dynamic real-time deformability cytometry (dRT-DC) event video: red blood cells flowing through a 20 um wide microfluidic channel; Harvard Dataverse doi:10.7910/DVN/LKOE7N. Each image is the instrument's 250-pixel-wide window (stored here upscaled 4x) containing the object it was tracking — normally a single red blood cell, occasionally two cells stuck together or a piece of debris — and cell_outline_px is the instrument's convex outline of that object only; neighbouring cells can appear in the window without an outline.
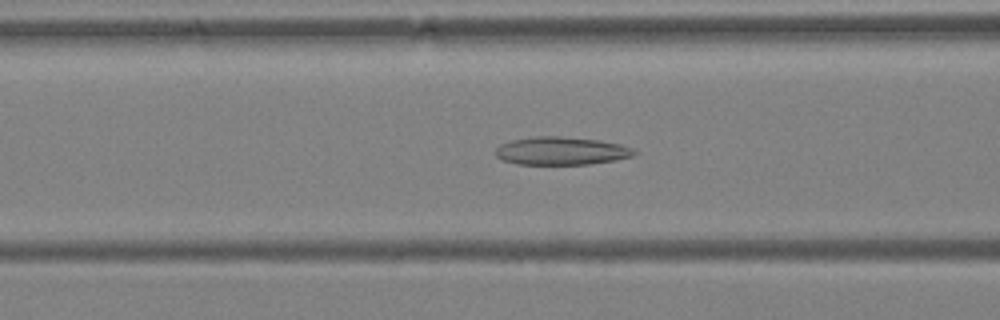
{"species": "Egyptian fruit bat (a non-hibernating species)", "species_latin": "Rousettus aegyptiacus", "temperature_condition": "warm", "stored_images_in_passage": 42, "camera_frame_rate_fps": 3000, "um_per_image_px": 0.085, "animal": {"sex": "female"}, "frame": {"image": 1, "passage_image": 13, "time_ms": 4.0, "image_size_px": [1000, 320], "cell_outline_px": [[640, 152], [632, 156], [612, 160], [588, 164], [516, 164], [504, 160], [496, 156], [496, 148], [500, 144], [512, 140], [536, 136], [560, 136], [600, 140], [620, 144], [632, 148]], "centroid_in_image_um": [47.71, 12.82], "position_along_channel_um": 118.9, "area_um2": 22.54}}
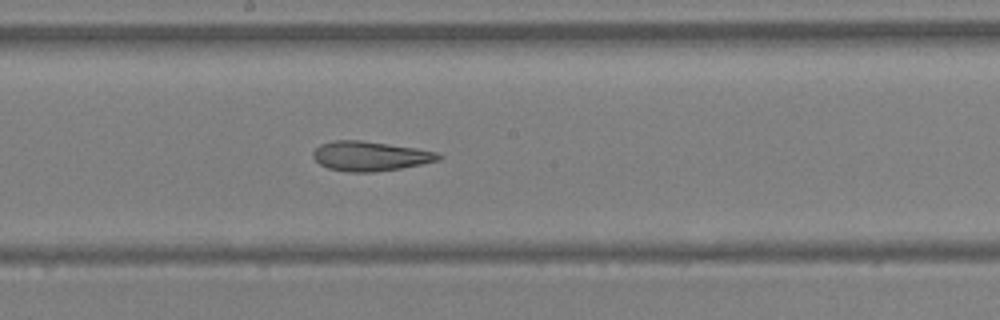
{"frame": {"image": 2, "passage_image": 20, "time_ms": 6.333, "image_size_px": [1000, 320], "cell_outline_px": [[444, 156], [440, 160], [400, 168], [372, 172], [348, 172], [328, 168], [320, 164], [312, 156], [312, 152], [320, 144], [332, 140], [360, 140], [416, 148], [436, 152]], "centroid_in_image_um": [31.44, 13.26], "position_along_channel_um": 216.8, "area_um2": 21.56}}
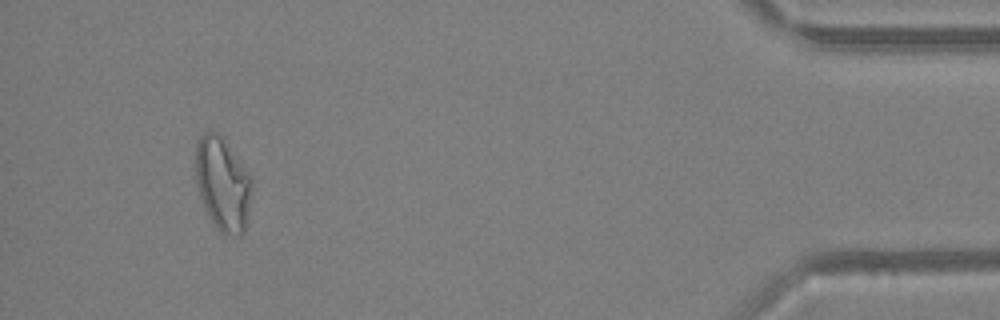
{"frame": {"image": 3, "passage_image": 39, "time_ms": 12.667, "image_size_px": [1000, 320], "cell_outline_px": [[252, 196], [244, 232], [240, 236], [236, 236], [220, 232], [216, 228], [200, 196], [196, 184], [196, 144], [200, 136], [204, 132], [216, 132], [228, 144], [252, 176]], "centroid_in_image_um": [18.96, 15.64], "position_along_channel_um": 416.2, "area_um2": 30.58}, "authors_computed_cell_mechanics": {"area_um2": 24.6806, "velocity_mm_per_s": 4.2022, "shape_relaxation_time_tau1_ms": null, "shape_relaxation_time_tau2_ms": 2.6754, "deformation_change_tau1": null, "deformation_change_tau2": 0.1215}}